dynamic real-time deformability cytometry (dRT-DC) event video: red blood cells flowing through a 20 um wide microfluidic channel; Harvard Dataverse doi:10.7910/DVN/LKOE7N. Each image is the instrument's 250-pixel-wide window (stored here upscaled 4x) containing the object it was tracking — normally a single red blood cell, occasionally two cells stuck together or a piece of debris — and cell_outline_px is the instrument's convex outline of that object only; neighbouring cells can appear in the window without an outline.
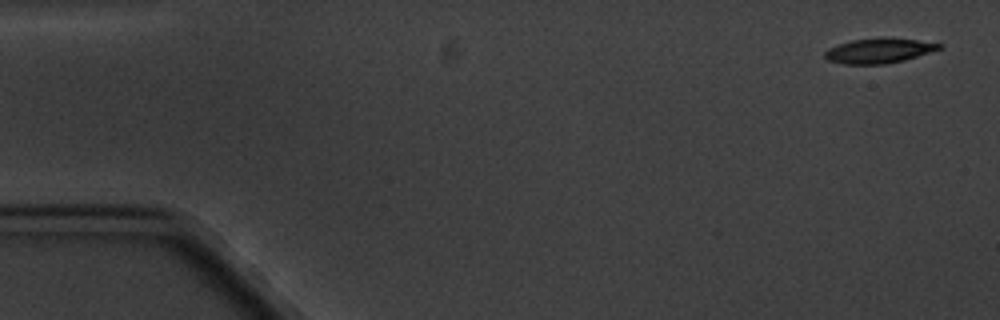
{"species": "common noctule bat (a hibernating species)", "species_latin": "Nyctalus noctula", "temperature_condition": "cold", "stored_images_in_passage": 5, "camera_frame_rate_fps": 3000, "um_per_image_px": 0.085, "animal": {"sex": "male", "body_mass_g": 20.1, "forearm_length_mm": 53.5}, "frame": {"image": 1, "passage_image": 1, "time_ms": 0.0, "image_size_px": [1000, 320], "cell_outline_px": [[944, 48], [904, 60], [884, 64], [844, 64], [828, 60], [824, 56], [824, 52], [828, 48], [852, 40], [916, 40], [944, 44]], "centroid_in_image_um": [74.71, 4.35], "position_along_channel_um": 10.3, "area_um2": 15.84}}
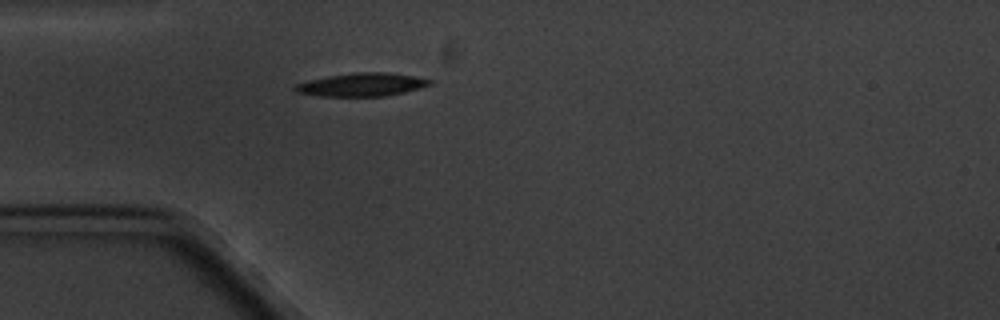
{"frame": {"image": 2, "passage_image": 5, "time_ms": 4.667, "image_size_px": [1000, 320], "cell_outline_px": [[432, 84], [420, 88], [404, 92], [384, 96], [320, 96], [296, 92], [292, 88], [296, 84], [308, 80], [328, 76], [356, 72], [384, 72], [416, 76], [432, 80]], "centroid_in_image_um": [30.75, 7.19], "position_along_channel_um": 54.2, "area_um2": 18.21}}